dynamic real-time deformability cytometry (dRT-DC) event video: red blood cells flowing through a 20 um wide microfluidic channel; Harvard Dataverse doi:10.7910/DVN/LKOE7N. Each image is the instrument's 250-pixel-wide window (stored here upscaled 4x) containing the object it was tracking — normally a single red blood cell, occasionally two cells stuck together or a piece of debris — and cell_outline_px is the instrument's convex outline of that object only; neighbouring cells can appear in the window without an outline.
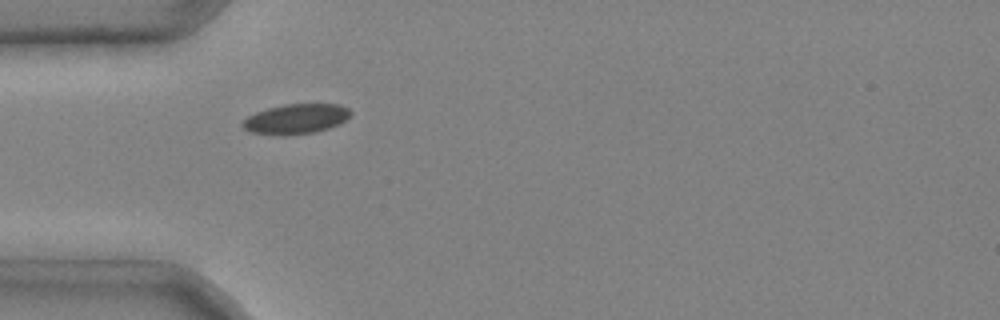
{"species": "common noctule bat (a hibernating species)", "species_latin": "Nyctalus noctula", "temperature_condition": "cold", "stored_images_in_passage": 5, "camera_frame_rate_fps": 3000, "um_per_image_px": 0.085, "animal": {"sex": "male", "body_mass_g": 20.4}, "frame": {"image": 1, "passage_image": 4, "time_ms": 1.0, "image_size_px": [1000, 320], "cell_outline_px": [[352, 112], [340, 124], [316, 132], [284, 136], [252, 132], [244, 128], [240, 124], [248, 116], [256, 112], [268, 108], [284, 104], [340, 104], [348, 108]], "centroid_in_image_um": [25.16, 10.11], "position_along_channel_um": 59.8, "area_um2": 18.84}}